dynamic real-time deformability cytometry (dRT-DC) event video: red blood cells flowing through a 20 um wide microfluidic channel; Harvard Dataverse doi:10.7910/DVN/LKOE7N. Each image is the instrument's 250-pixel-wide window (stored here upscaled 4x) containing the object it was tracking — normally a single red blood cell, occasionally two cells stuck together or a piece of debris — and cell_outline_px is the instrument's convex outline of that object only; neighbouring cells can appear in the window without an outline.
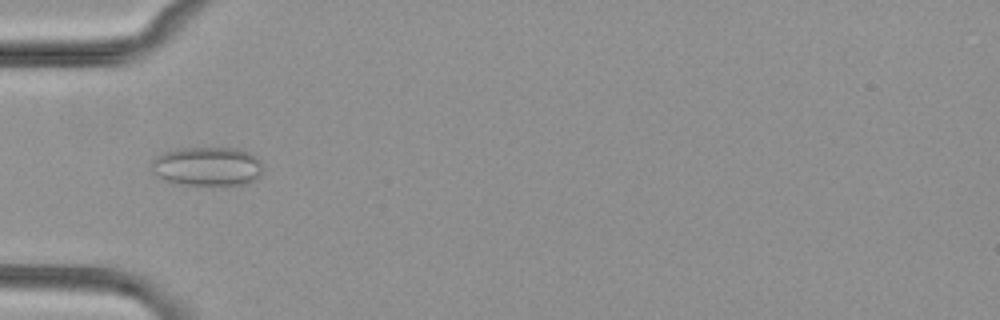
{"species": "common noctule bat (a hibernating species)", "species_latin": "Nyctalus noctula", "temperature_condition": "cold", "stored_images_in_passage": 3, "camera_frame_rate_fps": 3000, "um_per_image_px": 0.085, "animal": {"sex": "female", "body_mass_g": 29.2, "forearm_length_mm": 56.3}, "frame": {"image": 1, "passage_image": 2, "time_ms": 1.0, "image_size_px": [1000, 320], "cell_outline_px": [[264, 168], [256, 180], [244, 184], [172, 184], [156, 176], [152, 168], [152, 160], [156, 156], [164, 152], [180, 148], [236, 148], [248, 152], [256, 156], [260, 160]], "centroid_in_image_um": [17.62, 14.14], "position_along_channel_um": 67.4, "area_um2": 25.43}}